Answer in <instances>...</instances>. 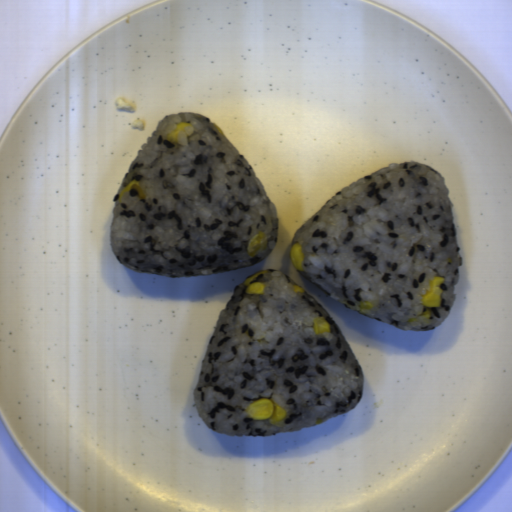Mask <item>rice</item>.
<instances>
[{
    "instance_id": "1",
    "label": "rice",
    "mask_w": 512,
    "mask_h": 512,
    "mask_svg": "<svg viewBox=\"0 0 512 512\" xmlns=\"http://www.w3.org/2000/svg\"><path fill=\"white\" fill-rule=\"evenodd\" d=\"M445 178L424 163L391 162L345 186L301 227L304 272L325 294L403 331H431L447 320L464 259ZM290 244V246H291ZM445 281L441 309L421 314L429 280ZM373 308L359 312L362 301Z\"/></svg>"
},
{
    "instance_id": "3",
    "label": "rice",
    "mask_w": 512,
    "mask_h": 512,
    "mask_svg": "<svg viewBox=\"0 0 512 512\" xmlns=\"http://www.w3.org/2000/svg\"><path fill=\"white\" fill-rule=\"evenodd\" d=\"M266 271L250 281L264 294H247L244 281L221 309L193 390L202 424L227 436L297 433L350 412L363 396L364 368L330 314L291 276ZM322 316L332 335L311 328ZM263 397L286 409L279 425L247 418L245 407Z\"/></svg>"
},
{
    "instance_id": "2",
    "label": "rice",
    "mask_w": 512,
    "mask_h": 512,
    "mask_svg": "<svg viewBox=\"0 0 512 512\" xmlns=\"http://www.w3.org/2000/svg\"><path fill=\"white\" fill-rule=\"evenodd\" d=\"M194 125L189 145L165 140L177 122ZM134 189L119 194L133 179ZM110 249L136 274L204 277L263 261L275 247L279 219L256 170L206 116H162L117 189ZM269 245L253 258L246 243L258 231Z\"/></svg>"
}]
</instances>
